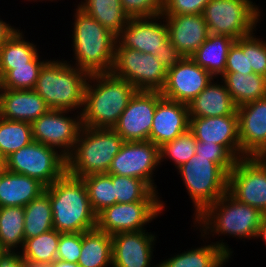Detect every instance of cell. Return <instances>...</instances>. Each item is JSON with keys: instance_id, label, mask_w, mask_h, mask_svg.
Masks as SVG:
<instances>
[{"instance_id": "d590c367", "label": "cell", "mask_w": 266, "mask_h": 267, "mask_svg": "<svg viewBox=\"0 0 266 267\" xmlns=\"http://www.w3.org/2000/svg\"><path fill=\"white\" fill-rule=\"evenodd\" d=\"M40 51L29 63L21 66H12L1 78V88L14 90H33L40 70L43 65L49 60L41 56Z\"/></svg>"}, {"instance_id": "4fadbf2b", "label": "cell", "mask_w": 266, "mask_h": 267, "mask_svg": "<svg viewBox=\"0 0 266 267\" xmlns=\"http://www.w3.org/2000/svg\"><path fill=\"white\" fill-rule=\"evenodd\" d=\"M31 127L33 141L53 147L67 158L72 153L82 128L81 113L49 109L33 121Z\"/></svg>"}, {"instance_id": "f1b7e54d", "label": "cell", "mask_w": 266, "mask_h": 267, "mask_svg": "<svg viewBox=\"0 0 266 267\" xmlns=\"http://www.w3.org/2000/svg\"><path fill=\"white\" fill-rule=\"evenodd\" d=\"M80 267H112V235L97 228L82 232Z\"/></svg>"}, {"instance_id": "c3c4849f", "label": "cell", "mask_w": 266, "mask_h": 267, "mask_svg": "<svg viewBox=\"0 0 266 267\" xmlns=\"http://www.w3.org/2000/svg\"><path fill=\"white\" fill-rule=\"evenodd\" d=\"M16 27L7 21H3L0 15V47L16 32Z\"/></svg>"}, {"instance_id": "9c48e42d", "label": "cell", "mask_w": 266, "mask_h": 267, "mask_svg": "<svg viewBox=\"0 0 266 267\" xmlns=\"http://www.w3.org/2000/svg\"><path fill=\"white\" fill-rule=\"evenodd\" d=\"M7 171L39 180L46 187L67 172V158L57 149L32 141L5 159Z\"/></svg>"}, {"instance_id": "5bb4252c", "label": "cell", "mask_w": 266, "mask_h": 267, "mask_svg": "<svg viewBox=\"0 0 266 267\" xmlns=\"http://www.w3.org/2000/svg\"><path fill=\"white\" fill-rule=\"evenodd\" d=\"M159 167L157 145L151 141H125L112 160L107 174L139 178L158 192L155 178Z\"/></svg>"}, {"instance_id": "ee69618b", "label": "cell", "mask_w": 266, "mask_h": 267, "mask_svg": "<svg viewBox=\"0 0 266 267\" xmlns=\"http://www.w3.org/2000/svg\"><path fill=\"white\" fill-rule=\"evenodd\" d=\"M82 247V233H61L58 243L57 258L77 263Z\"/></svg>"}, {"instance_id": "8fae6325", "label": "cell", "mask_w": 266, "mask_h": 267, "mask_svg": "<svg viewBox=\"0 0 266 267\" xmlns=\"http://www.w3.org/2000/svg\"><path fill=\"white\" fill-rule=\"evenodd\" d=\"M167 201L116 203L96 215V228L114 235L120 232L147 230V225L163 215ZM146 227V228H145Z\"/></svg>"}, {"instance_id": "74e56055", "label": "cell", "mask_w": 266, "mask_h": 267, "mask_svg": "<svg viewBox=\"0 0 266 267\" xmlns=\"http://www.w3.org/2000/svg\"><path fill=\"white\" fill-rule=\"evenodd\" d=\"M82 179L88 191L91 208L96 215L103 209L116 204L112 174H91Z\"/></svg>"}, {"instance_id": "7c38bea8", "label": "cell", "mask_w": 266, "mask_h": 267, "mask_svg": "<svg viewBox=\"0 0 266 267\" xmlns=\"http://www.w3.org/2000/svg\"><path fill=\"white\" fill-rule=\"evenodd\" d=\"M227 192L266 215V162L258 156L237 159L228 174Z\"/></svg>"}, {"instance_id": "f5cc1de1", "label": "cell", "mask_w": 266, "mask_h": 267, "mask_svg": "<svg viewBox=\"0 0 266 267\" xmlns=\"http://www.w3.org/2000/svg\"><path fill=\"white\" fill-rule=\"evenodd\" d=\"M6 171H7L6 164L4 163L3 165H0V182H1L4 174L6 173Z\"/></svg>"}, {"instance_id": "277c9868", "label": "cell", "mask_w": 266, "mask_h": 267, "mask_svg": "<svg viewBox=\"0 0 266 267\" xmlns=\"http://www.w3.org/2000/svg\"><path fill=\"white\" fill-rule=\"evenodd\" d=\"M45 191L51 202L53 229L60 233H82L96 228V214L82 178L66 172Z\"/></svg>"}, {"instance_id": "f907efd6", "label": "cell", "mask_w": 266, "mask_h": 267, "mask_svg": "<svg viewBox=\"0 0 266 267\" xmlns=\"http://www.w3.org/2000/svg\"><path fill=\"white\" fill-rule=\"evenodd\" d=\"M24 267H53V262H37L24 259Z\"/></svg>"}, {"instance_id": "d6a6232c", "label": "cell", "mask_w": 266, "mask_h": 267, "mask_svg": "<svg viewBox=\"0 0 266 267\" xmlns=\"http://www.w3.org/2000/svg\"><path fill=\"white\" fill-rule=\"evenodd\" d=\"M25 239L36 237L53 229V214L49 194L45 191L25 207Z\"/></svg>"}, {"instance_id": "3957f363", "label": "cell", "mask_w": 266, "mask_h": 267, "mask_svg": "<svg viewBox=\"0 0 266 267\" xmlns=\"http://www.w3.org/2000/svg\"><path fill=\"white\" fill-rule=\"evenodd\" d=\"M136 91L132 84L111 72L90 74L81 112L82 127L113 129Z\"/></svg>"}, {"instance_id": "9f6ffc18", "label": "cell", "mask_w": 266, "mask_h": 267, "mask_svg": "<svg viewBox=\"0 0 266 267\" xmlns=\"http://www.w3.org/2000/svg\"><path fill=\"white\" fill-rule=\"evenodd\" d=\"M5 163V159L0 154V165H3Z\"/></svg>"}, {"instance_id": "7dc6e473", "label": "cell", "mask_w": 266, "mask_h": 267, "mask_svg": "<svg viewBox=\"0 0 266 267\" xmlns=\"http://www.w3.org/2000/svg\"><path fill=\"white\" fill-rule=\"evenodd\" d=\"M0 267H24L20 251L0 250Z\"/></svg>"}, {"instance_id": "e575fe53", "label": "cell", "mask_w": 266, "mask_h": 267, "mask_svg": "<svg viewBox=\"0 0 266 267\" xmlns=\"http://www.w3.org/2000/svg\"><path fill=\"white\" fill-rule=\"evenodd\" d=\"M32 141L31 123L0 117V154L4 159Z\"/></svg>"}, {"instance_id": "836d02e7", "label": "cell", "mask_w": 266, "mask_h": 267, "mask_svg": "<svg viewBox=\"0 0 266 267\" xmlns=\"http://www.w3.org/2000/svg\"><path fill=\"white\" fill-rule=\"evenodd\" d=\"M116 203L137 201H163V197L154 191L145 181L139 178L112 174Z\"/></svg>"}, {"instance_id": "83f0119b", "label": "cell", "mask_w": 266, "mask_h": 267, "mask_svg": "<svg viewBox=\"0 0 266 267\" xmlns=\"http://www.w3.org/2000/svg\"><path fill=\"white\" fill-rule=\"evenodd\" d=\"M220 79L236 107L266 97L265 76L255 73L225 72Z\"/></svg>"}, {"instance_id": "6da1fadb", "label": "cell", "mask_w": 266, "mask_h": 267, "mask_svg": "<svg viewBox=\"0 0 266 267\" xmlns=\"http://www.w3.org/2000/svg\"><path fill=\"white\" fill-rule=\"evenodd\" d=\"M263 215L257 208L237 201L226 192L194 219L191 227L209 241L213 238V243L233 259L234 251L225 238L243 239L244 243L254 239ZM215 238L218 241L214 242Z\"/></svg>"}, {"instance_id": "603a6c76", "label": "cell", "mask_w": 266, "mask_h": 267, "mask_svg": "<svg viewBox=\"0 0 266 267\" xmlns=\"http://www.w3.org/2000/svg\"><path fill=\"white\" fill-rule=\"evenodd\" d=\"M50 108L34 90L1 88L0 117L11 121L32 123Z\"/></svg>"}, {"instance_id": "1f68e13d", "label": "cell", "mask_w": 266, "mask_h": 267, "mask_svg": "<svg viewBox=\"0 0 266 267\" xmlns=\"http://www.w3.org/2000/svg\"><path fill=\"white\" fill-rule=\"evenodd\" d=\"M24 207H0V250L20 251L24 236Z\"/></svg>"}, {"instance_id": "bcb514c9", "label": "cell", "mask_w": 266, "mask_h": 267, "mask_svg": "<svg viewBox=\"0 0 266 267\" xmlns=\"http://www.w3.org/2000/svg\"><path fill=\"white\" fill-rule=\"evenodd\" d=\"M156 56L166 70L174 67L183 58L177 48L172 45L170 41L163 45L162 50L160 52L158 51Z\"/></svg>"}, {"instance_id": "cb8c5ba5", "label": "cell", "mask_w": 266, "mask_h": 267, "mask_svg": "<svg viewBox=\"0 0 266 267\" xmlns=\"http://www.w3.org/2000/svg\"><path fill=\"white\" fill-rule=\"evenodd\" d=\"M197 237L202 241L198 244H203L187 248L183 252L177 251L170 257L159 260L158 267H225L230 260H233L212 241L204 238L201 234H198Z\"/></svg>"}, {"instance_id": "44dd1931", "label": "cell", "mask_w": 266, "mask_h": 267, "mask_svg": "<svg viewBox=\"0 0 266 267\" xmlns=\"http://www.w3.org/2000/svg\"><path fill=\"white\" fill-rule=\"evenodd\" d=\"M162 16L167 24L170 43L183 57H191L208 39L210 32L203 14Z\"/></svg>"}, {"instance_id": "681fc988", "label": "cell", "mask_w": 266, "mask_h": 267, "mask_svg": "<svg viewBox=\"0 0 266 267\" xmlns=\"http://www.w3.org/2000/svg\"><path fill=\"white\" fill-rule=\"evenodd\" d=\"M258 239L261 240L265 244V247H266V215H263L260 221L259 227L256 231L254 240H258Z\"/></svg>"}, {"instance_id": "f546056e", "label": "cell", "mask_w": 266, "mask_h": 267, "mask_svg": "<svg viewBox=\"0 0 266 267\" xmlns=\"http://www.w3.org/2000/svg\"><path fill=\"white\" fill-rule=\"evenodd\" d=\"M25 33L18 28L0 47V78L12 70V66L26 65L40 52L37 43L29 40Z\"/></svg>"}, {"instance_id": "ffe728a7", "label": "cell", "mask_w": 266, "mask_h": 267, "mask_svg": "<svg viewBox=\"0 0 266 267\" xmlns=\"http://www.w3.org/2000/svg\"><path fill=\"white\" fill-rule=\"evenodd\" d=\"M189 118V130L197 141L216 143L236 160L241 158L237 110L232 115Z\"/></svg>"}, {"instance_id": "4316f807", "label": "cell", "mask_w": 266, "mask_h": 267, "mask_svg": "<svg viewBox=\"0 0 266 267\" xmlns=\"http://www.w3.org/2000/svg\"><path fill=\"white\" fill-rule=\"evenodd\" d=\"M234 42V39L226 35L210 33L191 59L214 78H220L225 73L228 52Z\"/></svg>"}, {"instance_id": "b9f144b4", "label": "cell", "mask_w": 266, "mask_h": 267, "mask_svg": "<svg viewBox=\"0 0 266 267\" xmlns=\"http://www.w3.org/2000/svg\"><path fill=\"white\" fill-rule=\"evenodd\" d=\"M123 11L129 18L162 15L165 0H120Z\"/></svg>"}, {"instance_id": "816d5d0a", "label": "cell", "mask_w": 266, "mask_h": 267, "mask_svg": "<svg viewBox=\"0 0 266 267\" xmlns=\"http://www.w3.org/2000/svg\"><path fill=\"white\" fill-rule=\"evenodd\" d=\"M53 267H80V266L77 263L55 259L53 261Z\"/></svg>"}, {"instance_id": "5b68a950", "label": "cell", "mask_w": 266, "mask_h": 267, "mask_svg": "<svg viewBox=\"0 0 266 267\" xmlns=\"http://www.w3.org/2000/svg\"><path fill=\"white\" fill-rule=\"evenodd\" d=\"M89 74L63 57L49 59L41 68L34 91L50 109L81 113Z\"/></svg>"}, {"instance_id": "d6986e66", "label": "cell", "mask_w": 266, "mask_h": 267, "mask_svg": "<svg viewBox=\"0 0 266 267\" xmlns=\"http://www.w3.org/2000/svg\"><path fill=\"white\" fill-rule=\"evenodd\" d=\"M242 157H260L266 150V97L237 107Z\"/></svg>"}, {"instance_id": "7402d4cb", "label": "cell", "mask_w": 266, "mask_h": 267, "mask_svg": "<svg viewBox=\"0 0 266 267\" xmlns=\"http://www.w3.org/2000/svg\"><path fill=\"white\" fill-rule=\"evenodd\" d=\"M188 105L161 97L156 105L150 141L160 147L189 129Z\"/></svg>"}, {"instance_id": "52a82bcc", "label": "cell", "mask_w": 266, "mask_h": 267, "mask_svg": "<svg viewBox=\"0 0 266 267\" xmlns=\"http://www.w3.org/2000/svg\"><path fill=\"white\" fill-rule=\"evenodd\" d=\"M175 171L192 200V221L227 192L228 175L210 158L195 154Z\"/></svg>"}, {"instance_id": "30bf717a", "label": "cell", "mask_w": 266, "mask_h": 267, "mask_svg": "<svg viewBox=\"0 0 266 267\" xmlns=\"http://www.w3.org/2000/svg\"><path fill=\"white\" fill-rule=\"evenodd\" d=\"M111 73L125 79L137 91H161L167 70L156 55L131 48H116Z\"/></svg>"}, {"instance_id": "e0dca14e", "label": "cell", "mask_w": 266, "mask_h": 267, "mask_svg": "<svg viewBox=\"0 0 266 267\" xmlns=\"http://www.w3.org/2000/svg\"><path fill=\"white\" fill-rule=\"evenodd\" d=\"M168 41V28L162 15L130 18L117 35L116 48H131L154 56Z\"/></svg>"}, {"instance_id": "9a60e30c", "label": "cell", "mask_w": 266, "mask_h": 267, "mask_svg": "<svg viewBox=\"0 0 266 267\" xmlns=\"http://www.w3.org/2000/svg\"><path fill=\"white\" fill-rule=\"evenodd\" d=\"M159 91H136L113 129L124 141H150Z\"/></svg>"}, {"instance_id": "f35d334b", "label": "cell", "mask_w": 266, "mask_h": 267, "mask_svg": "<svg viewBox=\"0 0 266 267\" xmlns=\"http://www.w3.org/2000/svg\"><path fill=\"white\" fill-rule=\"evenodd\" d=\"M196 143V138L188 129L175 139L162 144L159 147L160 167H162L163 163L167 164L166 161H169L177 169L195 155Z\"/></svg>"}, {"instance_id": "2e32d148", "label": "cell", "mask_w": 266, "mask_h": 267, "mask_svg": "<svg viewBox=\"0 0 266 267\" xmlns=\"http://www.w3.org/2000/svg\"><path fill=\"white\" fill-rule=\"evenodd\" d=\"M153 232L142 230L112 235V267H158L154 252L159 237Z\"/></svg>"}, {"instance_id": "d4e9b609", "label": "cell", "mask_w": 266, "mask_h": 267, "mask_svg": "<svg viewBox=\"0 0 266 267\" xmlns=\"http://www.w3.org/2000/svg\"><path fill=\"white\" fill-rule=\"evenodd\" d=\"M236 110L237 107L220 78H213V80L188 103L189 117L232 115Z\"/></svg>"}, {"instance_id": "db71d44e", "label": "cell", "mask_w": 266, "mask_h": 267, "mask_svg": "<svg viewBox=\"0 0 266 267\" xmlns=\"http://www.w3.org/2000/svg\"><path fill=\"white\" fill-rule=\"evenodd\" d=\"M25 1H27V2L30 1V2H34V3H35V2H36V3H37V2H42V3H43L44 1H45V2H47V1H48V2H49V1H51V2H55V1L58 2L59 0H58V1H57V0H24V2H25ZM60 1H61V0H60Z\"/></svg>"}, {"instance_id": "4dcf8cb0", "label": "cell", "mask_w": 266, "mask_h": 267, "mask_svg": "<svg viewBox=\"0 0 266 267\" xmlns=\"http://www.w3.org/2000/svg\"><path fill=\"white\" fill-rule=\"evenodd\" d=\"M75 2L78 7L116 36L125 28L130 19L123 11L120 0H81L79 3L78 1Z\"/></svg>"}, {"instance_id": "ab89813d", "label": "cell", "mask_w": 266, "mask_h": 267, "mask_svg": "<svg viewBox=\"0 0 266 267\" xmlns=\"http://www.w3.org/2000/svg\"><path fill=\"white\" fill-rule=\"evenodd\" d=\"M195 154L210 158V161L216 163L227 175L237 161L223 146L216 143L197 141Z\"/></svg>"}, {"instance_id": "484cf974", "label": "cell", "mask_w": 266, "mask_h": 267, "mask_svg": "<svg viewBox=\"0 0 266 267\" xmlns=\"http://www.w3.org/2000/svg\"><path fill=\"white\" fill-rule=\"evenodd\" d=\"M45 188L46 186L35 178L6 171L0 182V207H25L45 192Z\"/></svg>"}, {"instance_id": "ba28073f", "label": "cell", "mask_w": 266, "mask_h": 267, "mask_svg": "<svg viewBox=\"0 0 266 267\" xmlns=\"http://www.w3.org/2000/svg\"><path fill=\"white\" fill-rule=\"evenodd\" d=\"M259 5L254 0H210L202 14L211 34L237 40L260 28L266 13Z\"/></svg>"}, {"instance_id": "7a4b0ae2", "label": "cell", "mask_w": 266, "mask_h": 267, "mask_svg": "<svg viewBox=\"0 0 266 267\" xmlns=\"http://www.w3.org/2000/svg\"><path fill=\"white\" fill-rule=\"evenodd\" d=\"M73 5V15L70 14L73 16L70 30L73 57L67 62L89 75L110 73L114 63L117 36L76 4Z\"/></svg>"}, {"instance_id": "8992f818", "label": "cell", "mask_w": 266, "mask_h": 267, "mask_svg": "<svg viewBox=\"0 0 266 267\" xmlns=\"http://www.w3.org/2000/svg\"><path fill=\"white\" fill-rule=\"evenodd\" d=\"M124 142L114 129L82 127L67 157V173L76 178L107 173Z\"/></svg>"}, {"instance_id": "11a10c76", "label": "cell", "mask_w": 266, "mask_h": 267, "mask_svg": "<svg viewBox=\"0 0 266 267\" xmlns=\"http://www.w3.org/2000/svg\"><path fill=\"white\" fill-rule=\"evenodd\" d=\"M260 157L266 162V150L264 151V153Z\"/></svg>"}, {"instance_id": "8d00e7d4", "label": "cell", "mask_w": 266, "mask_h": 267, "mask_svg": "<svg viewBox=\"0 0 266 267\" xmlns=\"http://www.w3.org/2000/svg\"><path fill=\"white\" fill-rule=\"evenodd\" d=\"M60 234L52 229L36 237L25 239L20 255L25 260L53 262L57 258Z\"/></svg>"}, {"instance_id": "7bdbcfd3", "label": "cell", "mask_w": 266, "mask_h": 267, "mask_svg": "<svg viewBox=\"0 0 266 267\" xmlns=\"http://www.w3.org/2000/svg\"><path fill=\"white\" fill-rule=\"evenodd\" d=\"M257 31L258 29L248 35L249 69H253L255 74L266 77V39L256 35Z\"/></svg>"}, {"instance_id": "ac0fdd59", "label": "cell", "mask_w": 266, "mask_h": 267, "mask_svg": "<svg viewBox=\"0 0 266 267\" xmlns=\"http://www.w3.org/2000/svg\"><path fill=\"white\" fill-rule=\"evenodd\" d=\"M213 78L191 57H183L174 67L167 70L166 82L160 92L167 99L188 105Z\"/></svg>"}, {"instance_id": "f6af8a7d", "label": "cell", "mask_w": 266, "mask_h": 267, "mask_svg": "<svg viewBox=\"0 0 266 267\" xmlns=\"http://www.w3.org/2000/svg\"><path fill=\"white\" fill-rule=\"evenodd\" d=\"M210 0H165L162 15L202 14Z\"/></svg>"}, {"instance_id": "60d3db41", "label": "cell", "mask_w": 266, "mask_h": 267, "mask_svg": "<svg viewBox=\"0 0 266 267\" xmlns=\"http://www.w3.org/2000/svg\"><path fill=\"white\" fill-rule=\"evenodd\" d=\"M225 72L253 73V69H249L248 36L235 40L230 47Z\"/></svg>"}]
</instances>
